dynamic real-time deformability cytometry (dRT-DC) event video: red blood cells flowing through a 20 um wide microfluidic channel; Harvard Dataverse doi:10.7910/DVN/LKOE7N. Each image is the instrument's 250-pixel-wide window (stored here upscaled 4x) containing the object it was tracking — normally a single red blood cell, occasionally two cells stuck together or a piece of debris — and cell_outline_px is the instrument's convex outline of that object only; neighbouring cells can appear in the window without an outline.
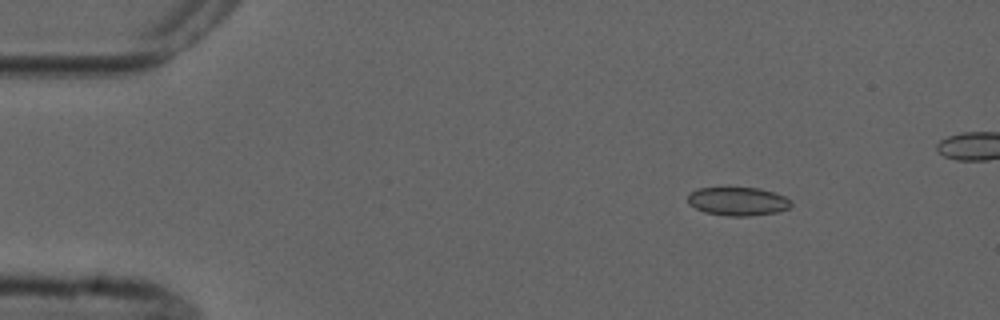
{"species": "common noctule bat (a hibernating species)", "species_latin": "Nyctalus noctula", "temperature_condition": "cold", "stored_images_in_passage": 5, "camera_frame_rate_fps": 3000, "um_per_image_px": 0.085, "animal": {"sex": "male", "forearm_length_mm": 52.5}, "frame": {"image": 1, "passage_image": 1, "time_ms": 0.0, "image_size_px": [1000, 320], "cell_outline_px": [[792, 204], [788, 208], [776, 212], [748, 216], [728, 216], [704, 212], [688, 204], [688, 196], [696, 188], [760, 188], [784, 196], [792, 200]], "centroid_in_image_um": [62.71, 17.11], "position_along_channel_um": 22.3, "area_um2": 17.05}}
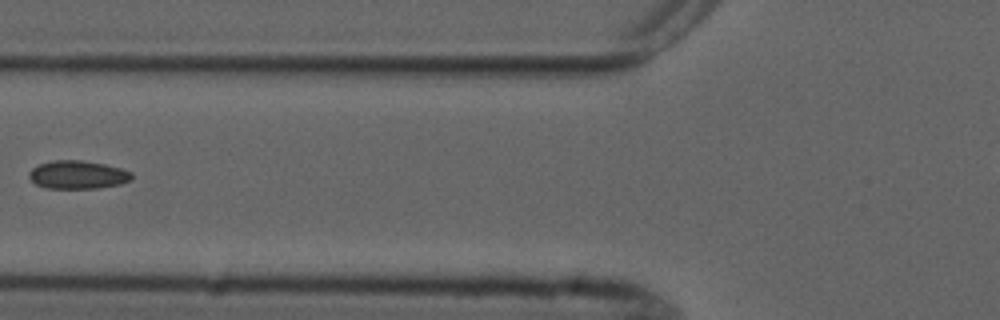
{"frame": {"image": 2, "passage_image": 5, "time_ms": 4.667, "image_size_px": [1000, 320], "cell_outline_px": [[132, 180], [120, 184], [100, 188], [44, 188], [36, 184], [28, 176], [28, 172], [32, 168], [40, 164], [52, 160], [80, 160], [104, 164], [120, 168], [132, 172]], "centroid_in_image_um": [6.6, 14.86], "position_along_channel_um": 119.2, "area_um2": 16.94}}